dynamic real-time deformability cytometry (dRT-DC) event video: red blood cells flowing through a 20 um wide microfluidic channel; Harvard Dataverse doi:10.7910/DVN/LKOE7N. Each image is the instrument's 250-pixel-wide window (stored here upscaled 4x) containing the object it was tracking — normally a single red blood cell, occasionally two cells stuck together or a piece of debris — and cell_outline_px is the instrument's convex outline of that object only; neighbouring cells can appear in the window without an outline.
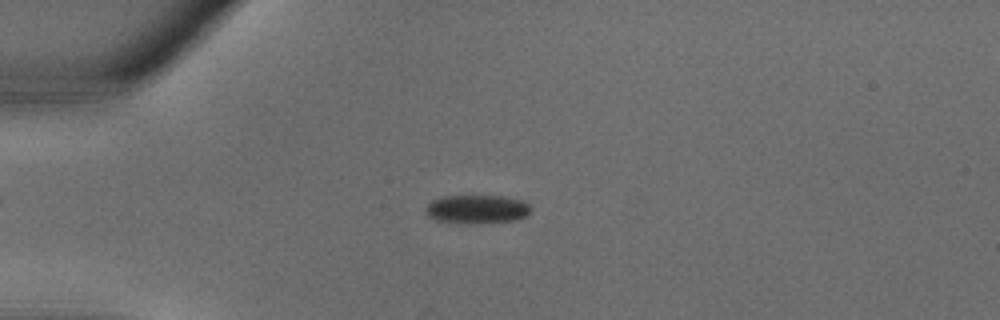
{"species": "common noctule bat (a hibernating species)", "species_latin": "Nyctalus noctula", "temperature_condition": "warm", "stored_images_in_passage": 27, "camera_frame_rate_fps": 3000, "um_per_image_px": 0.085, "animal": {"sex": "male", "body_mass_g": 18.8}, "frame": {"image": 1, "passage_image": 1, "time_ms": 0.0, "image_size_px": [1000, 320], "cell_outline_px": [[532, 208], [528, 216], [516, 220], [472, 224], [468, 224], [436, 220], [428, 216], [424, 212], [424, 208], [432, 200], [440, 196], [504, 196], [520, 200], [528, 204]], "centroid_in_image_um": [40.53, 17.79], "position_along_channel_um": 44.5, "area_um2": 17.8}}
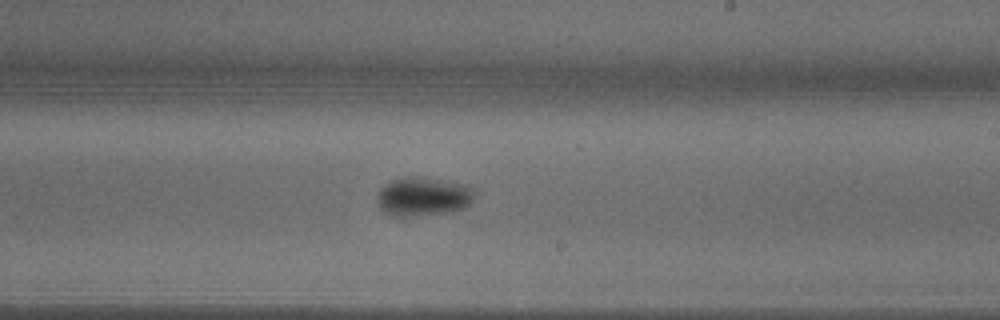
{"frame": {"image": 2, "passage_image": 13, "time_ms": 4.0, "image_size_px": [1000, 320], "cell_outline_px": [[476, 192], [472, 200], [464, 208], [448, 212], [420, 216], [392, 216], [384, 212], [380, 208], [376, 200], [376, 192], [384, 184], [392, 180], [404, 176], [420, 176], [464, 184], [476, 188]], "centroid_in_image_um": [35.94, 16.69], "position_along_channel_um": 253.1, "area_um2": 22.54}}
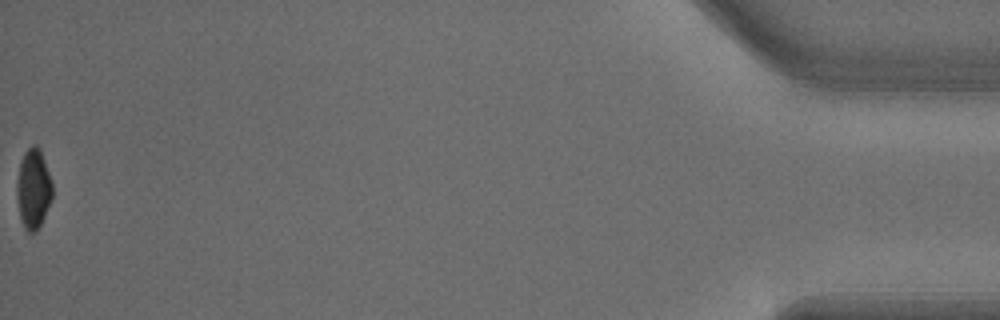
{"frame": {"image": 3, "passage_image": 27, "time_ms": 8.667, "image_size_px": [1000, 320], "cell_outline_px": [[52, 200], [36, 232], [28, 232], [24, 228], [20, 220], [16, 192], [16, 188], [20, 164], [24, 152], [32, 144], [36, 144], [40, 148], [52, 180]], "centroid_in_image_um": [2.84, 16.04], "position_along_channel_um": 432.4, "area_um2": 16.65}}